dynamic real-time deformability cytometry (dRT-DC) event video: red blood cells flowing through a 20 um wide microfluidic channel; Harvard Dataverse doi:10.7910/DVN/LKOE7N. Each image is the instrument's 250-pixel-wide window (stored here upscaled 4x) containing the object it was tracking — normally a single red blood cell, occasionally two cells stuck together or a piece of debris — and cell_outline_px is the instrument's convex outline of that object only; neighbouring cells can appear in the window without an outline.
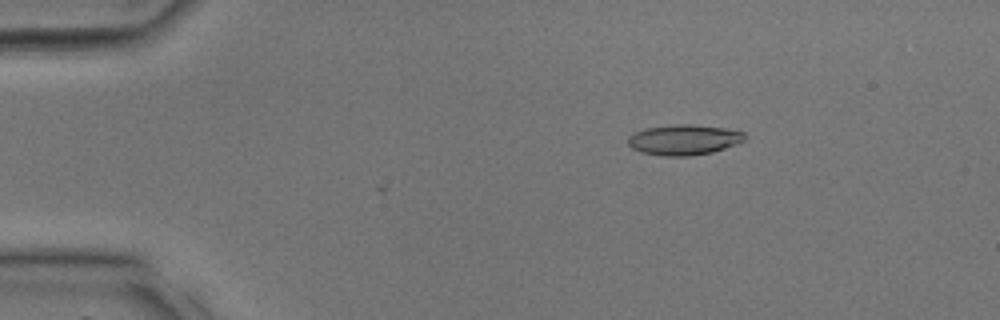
{"species": "common noctule bat (a hibernating species)", "species_latin": "Nyctalus noctula", "temperature_condition": "room temperature", "stored_images_in_passage": 28, "camera_frame_rate_fps": 3000, "um_per_image_px": 0.085, "animal": {"sex": "male", "body_mass_g": 17.9, "forearm_length_mm": 54.2}, "frame": {"image": 1, "passage_image": 3, "time_ms": 0.667, "image_size_px": [1000, 320], "cell_outline_px": [[744, 140], [736, 144], [712, 152], [688, 156], [664, 156], [640, 152], [632, 148], [628, 144], [628, 136], [632, 132], [644, 128], [676, 124], [692, 124], [724, 128], [744, 132]], "centroid_in_image_um": [58.07, 11.87], "position_along_channel_um": 26.9, "area_um2": 20.69}}
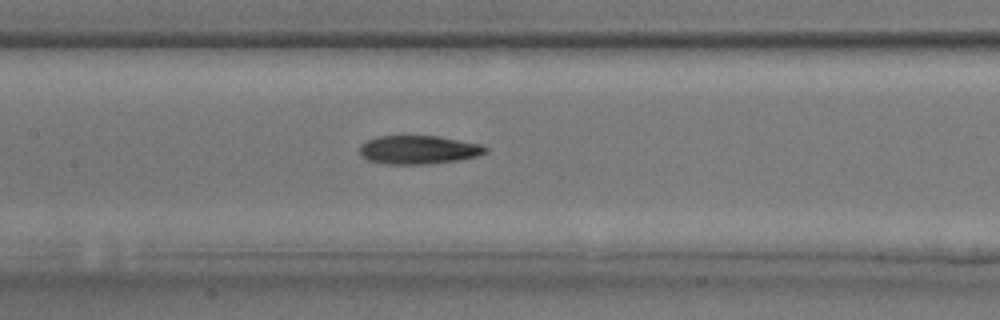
{"frame": {"image": 2, "passage_image": 14, "time_ms": 4.333, "image_size_px": [1000, 320], "cell_outline_px": [[488, 152], [476, 156], [460, 160], [428, 164], [384, 164], [368, 160], [360, 156], [360, 144], [376, 136], [440, 136], [480, 144], [488, 148]], "centroid_in_image_um": [35.57, 12.73], "position_along_channel_um": 171.8, "area_um2": 21.1}}
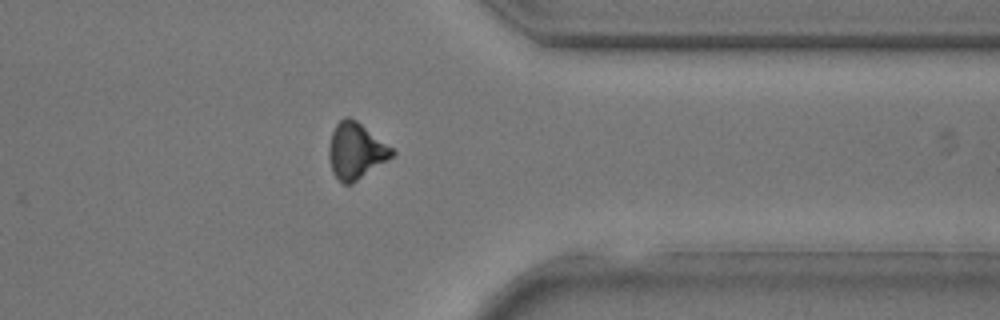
{"frame": {"image": 3, "passage_image": 25, "time_ms": 8.0, "image_size_px": [1000, 320], "cell_outline_px": [[396, 152], [388, 160], [352, 184], [344, 184], [332, 172], [328, 156], [328, 148], [332, 132], [336, 124], [344, 116], [348, 116], [356, 120], [392, 148]], "centroid_in_image_um": [30.23, 12.83], "position_along_channel_um": 381.2, "area_um2": 20.52}}